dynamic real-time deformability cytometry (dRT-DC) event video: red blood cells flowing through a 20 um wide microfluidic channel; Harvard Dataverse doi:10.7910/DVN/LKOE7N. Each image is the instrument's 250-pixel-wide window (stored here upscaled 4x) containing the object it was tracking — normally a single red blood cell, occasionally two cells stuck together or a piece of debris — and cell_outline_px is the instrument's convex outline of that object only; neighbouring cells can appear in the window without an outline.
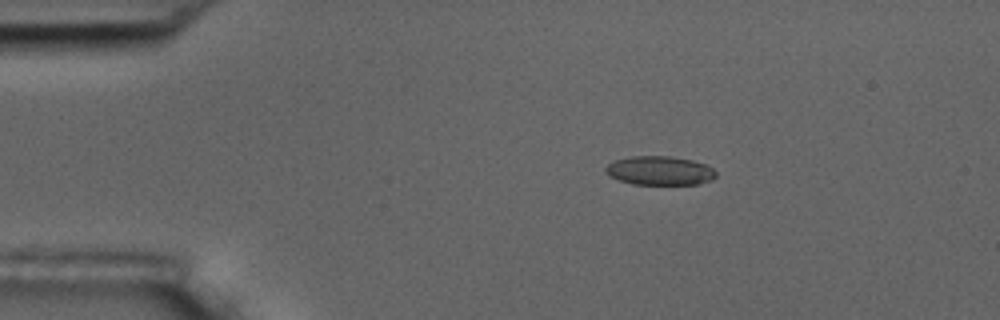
{"species": "common noctule bat (a hibernating species)", "species_latin": "Nyctalus noctula", "temperature_condition": "room temperature", "stored_images_in_passage": 3, "camera_frame_rate_fps": 3000, "um_per_image_px": 0.085, "animal": {"sex": "male", "body_mass_g": 17.5, "forearm_length_mm": 52.3}, "frame": {"image": 1, "passage_image": 1, "time_ms": 0.0, "image_size_px": [1000, 320], "cell_outline_px": [[716, 176], [712, 180], [700, 184], [632, 184], [620, 180], [604, 172], [604, 168], [608, 164], [616, 160], [628, 156], [668, 156], [692, 160], [708, 164], [716, 172]], "centroid_in_image_um": [56.1, 14.5], "position_along_channel_um": 28.9, "area_um2": 18.67}}